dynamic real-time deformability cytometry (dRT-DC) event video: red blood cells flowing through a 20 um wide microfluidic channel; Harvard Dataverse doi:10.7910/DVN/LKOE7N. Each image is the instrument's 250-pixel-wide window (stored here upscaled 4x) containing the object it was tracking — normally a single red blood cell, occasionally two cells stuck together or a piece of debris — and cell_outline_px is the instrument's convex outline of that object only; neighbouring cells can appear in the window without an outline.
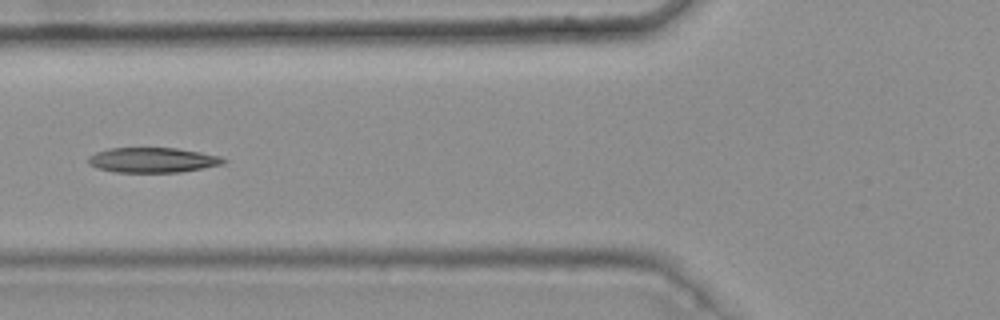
{"species": "common noctule bat (a hibernating species)", "species_latin": "Nyctalus noctula", "temperature_condition": "warm", "stored_images_in_passage": 6, "camera_frame_rate_fps": 3000, "um_per_image_px": 0.085, "animal": {"sex": "female", "body_mass_g": 25.1}, "frame": {"image": 1, "passage_image": 5, "time_ms": 1.333, "image_size_px": [1000, 320], "cell_outline_px": [[228, 160], [224, 164], [180, 172], [112, 172], [96, 168], [88, 164], [88, 156], [96, 152], [108, 148], [176, 148], [200, 152], [220, 156]], "centroid_in_image_um": [12.95, 13.6], "position_along_channel_um": 112.8, "area_um2": 19.83}}
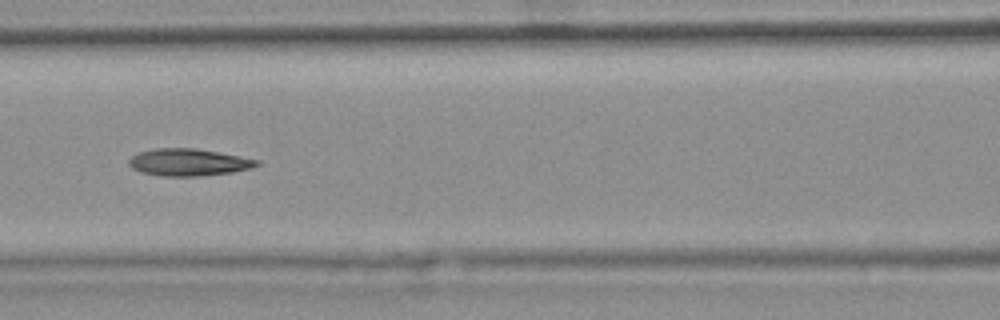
{"frame": {"image": 2, "passage_image": 6, "time_ms": 1.667, "image_size_px": [1000, 320], "cell_outline_px": [[260, 164], [252, 168], [232, 172], [204, 176], [160, 176], [140, 172], [132, 168], [128, 164], [128, 160], [132, 156], [140, 152], [156, 148], [192, 148], [216, 152], [260, 160]], "centroid_in_image_um": [16.01, 13.81], "position_along_channel_um": 150.6, "area_um2": 20.17}}